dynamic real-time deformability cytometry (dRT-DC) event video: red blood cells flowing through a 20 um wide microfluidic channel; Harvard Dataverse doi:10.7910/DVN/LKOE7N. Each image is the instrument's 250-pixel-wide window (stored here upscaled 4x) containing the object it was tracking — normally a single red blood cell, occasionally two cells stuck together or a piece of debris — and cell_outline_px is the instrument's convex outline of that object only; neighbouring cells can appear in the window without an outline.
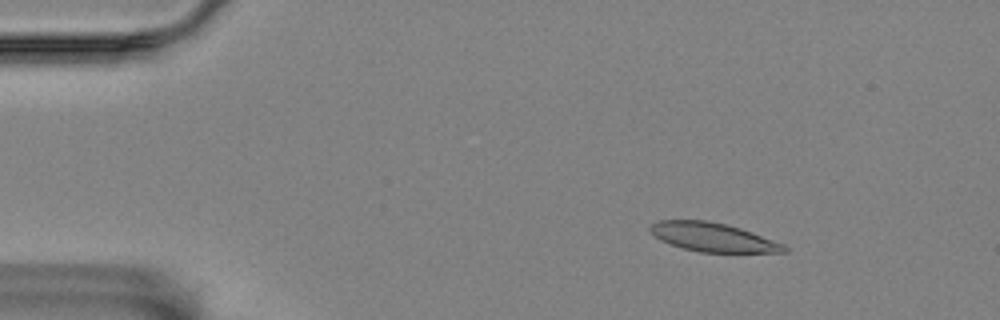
{"species": "Egyptian fruit bat (a non-hibernating species)", "species_latin": "Rousettus aegyptiacus", "temperature_condition": "room temperature", "stored_images_in_passage": 8, "camera_frame_rate_fps": 3000, "um_per_image_px": 0.085, "animal": {"sex": "female"}, "frame": {"image": 1, "passage_image": 3, "time_ms": 2.333, "image_size_px": [1000, 320], "cell_outline_px": [[788, 252], [700, 252], [684, 248], [660, 240], [648, 228], [652, 224], [660, 220], [708, 220], [740, 228], [784, 244], [788, 248]], "centroid_in_image_um": [60.6, 20.16], "position_along_channel_um": 24.4, "area_um2": 22.14}}
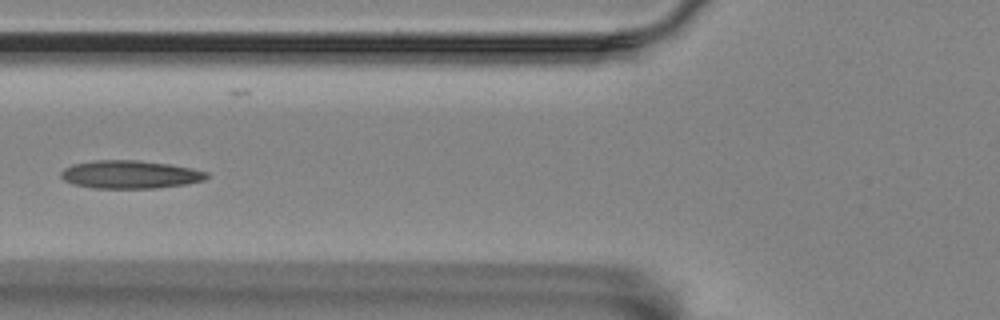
{"frame": {"image": 2, "passage_image": 7, "time_ms": 7.0, "image_size_px": [1000, 320], "cell_outline_px": [[208, 176], [204, 180], [188, 184], [156, 188], [92, 188], [72, 184], [64, 180], [60, 176], [60, 172], [64, 168], [72, 164], [96, 160], [136, 160], [168, 164], [192, 168], [208, 172]], "centroid_in_image_um": [11.04, 14.83], "position_along_channel_um": 114.8, "area_um2": 23.93}}
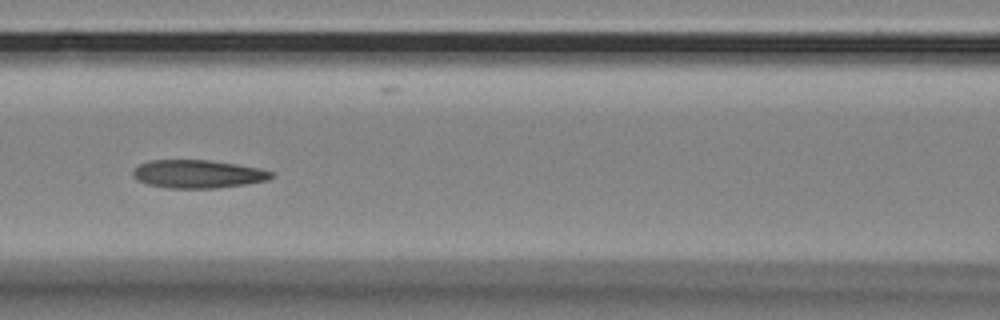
{"frame": {"image": 3, "passage_image": 8, "time_ms": 8.0, "image_size_px": [1000, 320], "cell_outline_px": [[276, 172], [268, 180], [244, 184], [216, 188], [168, 188], [148, 184], [136, 180], [132, 176], [132, 168], [148, 160], [208, 160], [236, 164], [260, 168]], "centroid_in_image_um": [16.79, 14.78], "position_along_channel_um": 149.8, "area_um2": 22.83}}